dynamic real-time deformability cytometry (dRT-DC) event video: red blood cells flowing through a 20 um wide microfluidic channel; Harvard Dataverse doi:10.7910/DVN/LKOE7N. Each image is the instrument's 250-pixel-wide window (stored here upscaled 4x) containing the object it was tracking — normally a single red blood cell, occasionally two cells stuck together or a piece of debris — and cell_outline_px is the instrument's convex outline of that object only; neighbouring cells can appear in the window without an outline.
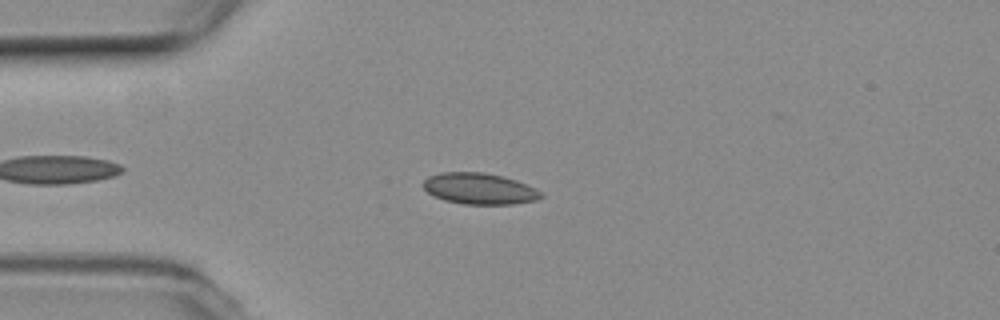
{"species": "common noctule bat (a hibernating species)", "species_latin": "Nyctalus noctula", "temperature_condition": "room temperature", "stored_images_in_passage": 40, "camera_frame_rate_fps": 3000, "um_per_image_px": 0.085, "animal": {"sex": "female", "body_mass_g": 19.3, "forearm_length_mm": 54.1}, "frame": {"image": 1, "passage_image": 8, "time_ms": 2.333, "image_size_px": [1000, 320], "cell_outline_px": [[544, 196], [536, 200], [512, 204], [464, 204], [444, 200], [428, 192], [424, 188], [424, 180], [428, 176], [440, 172], [484, 172], [516, 180], [544, 192]], "centroid_in_image_um": [40.77, 16.03], "position_along_channel_um": 44.2, "area_um2": 21.33}}
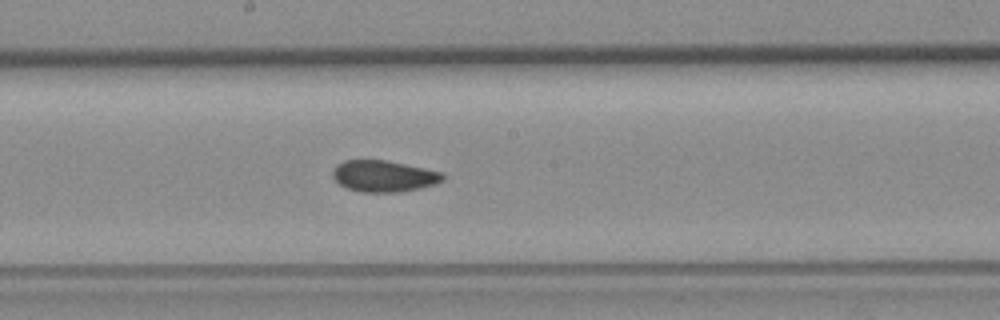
{"frame": {"image": 2, "passage_image": 23, "time_ms": 7.333, "image_size_px": [1000, 320], "cell_outline_px": [[444, 180], [436, 184], [420, 188], [400, 192], [360, 192], [348, 188], [340, 184], [332, 176], [332, 168], [336, 164], [344, 160], [384, 160], [444, 172]], "centroid_in_image_um": [32.62, 14.97], "position_along_channel_um": 215.6, "area_um2": 20.23}}
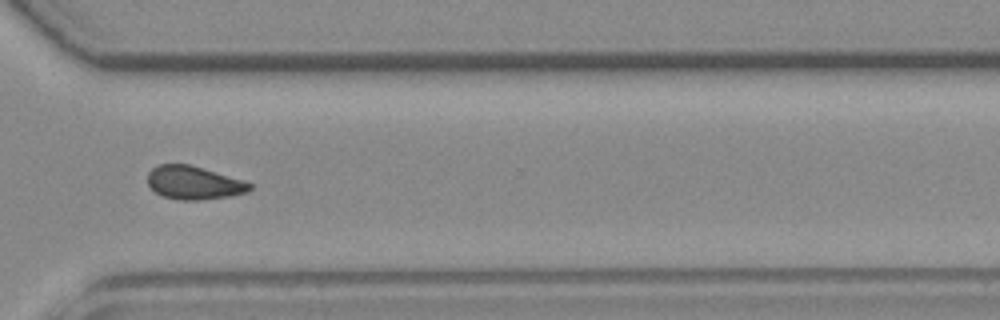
{"frame": {"image": 3, "passage_image": 34, "time_ms": 11.0, "image_size_px": [1000, 320], "cell_outline_px": [[252, 188], [248, 192], [232, 196], [200, 200], [180, 200], [160, 196], [148, 184], [148, 172], [152, 168], [160, 164], [188, 164], [244, 180], [252, 184]], "centroid_in_image_um": [16.49, 15.54], "position_along_channel_um": 354.1, "area_um2": 19.88}, "authors_computed_cell_mechanics": {"area_um2": 20.5479, "velocity_mm_per_s": 3.7818, "shape_relaxation_time_tau1_ms": null, "shape_relaxation_time_tau2_ms": 2.018, "deformation_change_tau1": null, "deformation_change_tau2": 0.0491}}